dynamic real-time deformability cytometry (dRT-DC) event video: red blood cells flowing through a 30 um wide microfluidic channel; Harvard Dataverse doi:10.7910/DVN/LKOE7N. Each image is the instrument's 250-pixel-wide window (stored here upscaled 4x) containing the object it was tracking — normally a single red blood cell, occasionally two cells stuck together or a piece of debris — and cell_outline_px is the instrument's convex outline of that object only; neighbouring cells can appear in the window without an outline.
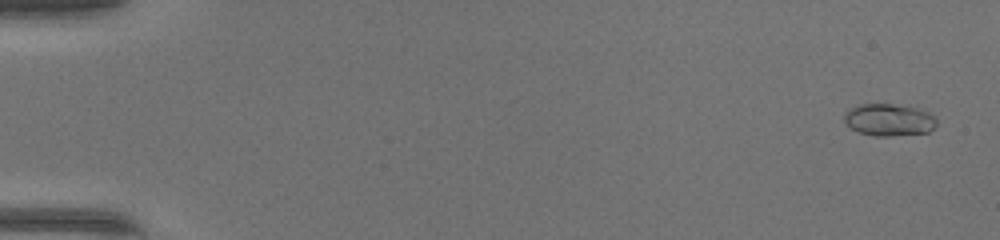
{"species": "common noctule bat (a hibernating species)", "species_latin": "Nyctalus noctula", "temperature_condition": "warm", "stored_images_in_passage": 14, "camera_frame_rate_fps": 3000, "um_per_image_px": 0.085, "animal": {"sex": "female", "body_mass_g": 17.0, "forearm_length_mm": 48.0}, "frame": {"image": 1, "passage_image": 3, "time_ms": 0.667, "image_size_px": [1000, 240], "cell_outline_px": [[936, 124], [928, 132], [888, 136], [872, 136], [860, 132], [852, 128], [844, 120], [844, 112], [860, 104], [892, 104], [920, 108], [936, 116]], "centroid_in_image_um": [75.58, 10.18], "position_along_channel_um": 9.4, "area_um2": 17.22}}